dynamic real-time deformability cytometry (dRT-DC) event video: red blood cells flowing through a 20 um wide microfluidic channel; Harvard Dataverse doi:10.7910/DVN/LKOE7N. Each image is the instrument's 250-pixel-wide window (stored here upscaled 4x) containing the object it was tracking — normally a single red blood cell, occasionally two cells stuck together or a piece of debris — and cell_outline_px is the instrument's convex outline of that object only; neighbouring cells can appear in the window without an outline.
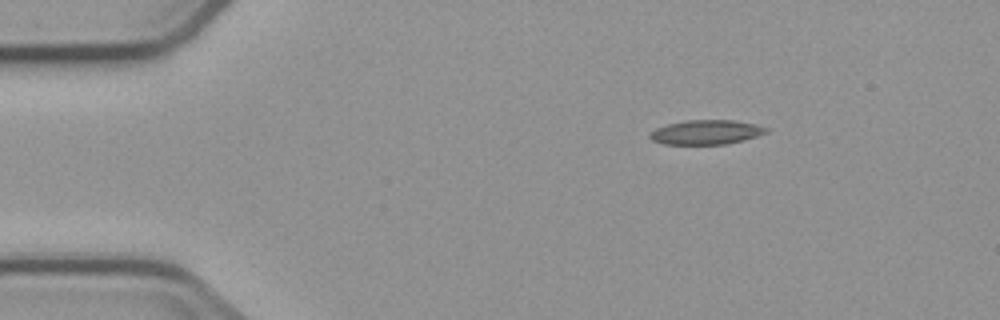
{"species": "common noctule bat (a hibernating species)", "species_latin": "Nyctalus noctula", "temperature_condition": "cold", "stored_images_in_passage": 3, "camera_frame_rate_fps": 3000, "um_per_image_px": 0.085, "animal": {"sex": "male", "body_mass_g": 23.1, "forearm_length_mm": 52.7}, "frame": {"image": 1, "passage_image": 1, "time_ms": 0.0, "image_size_px": [1000, 320], "cell_outline_px": [[768, 132], [744, 140], [724, 144], [664, 144], [652, 140], [648, 136], [648, 132], [656, 128], [668, 124], [688, 120], [736, 120], [756, 124], [768, 128]], "centroid_in_image_um": [60.01, 11.23], "position_along_channel_um": 25.0, "area_um2": 16.59}}